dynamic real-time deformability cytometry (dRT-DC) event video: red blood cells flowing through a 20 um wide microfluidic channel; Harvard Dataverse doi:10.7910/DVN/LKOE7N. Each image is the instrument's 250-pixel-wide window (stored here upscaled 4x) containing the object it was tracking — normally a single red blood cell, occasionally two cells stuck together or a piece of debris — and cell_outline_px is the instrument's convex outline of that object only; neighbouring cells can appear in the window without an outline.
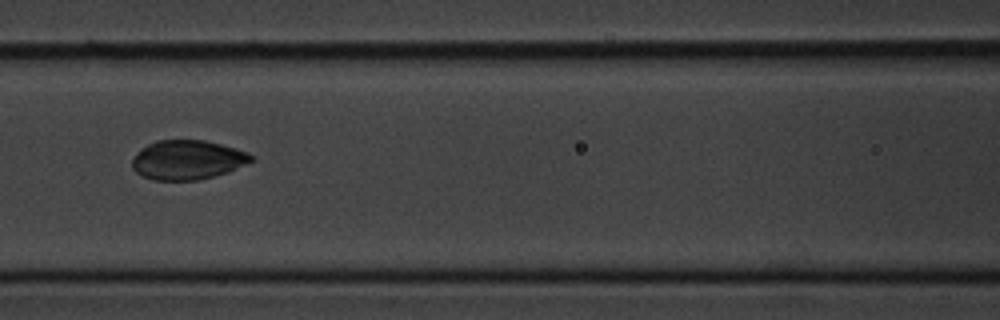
{"species": "common noctule bat (a hibernating species)", "species_latin": "Nyctalus noctula", "temperature_condition": "cold", "stored_images_in_passage": 11, "camera_frame_rate_fps": 3000, "um_per_image_px": 0.085, "animal": {"sex": "male", "body_mass_g": 20.1, "forearm_length_mm": 53.5}, "frame": {"image": 1, "passage_image": 7, "time_ms": 7.667, "image_size_px": [1000, 320], "cell_outline_px": [[256, 160], [228, 172], [200, 180], [156, 180], [144, 176], [136, 172], [132, 168], [132, 160], [140, 148], [156, 140], [204, 140], [236, 148], [248, 152], [256, 156]], "centroid_in_image_um": [15.98, 13.58], "position_along_channel_um": 150.6, "area_um2": 27.51}}
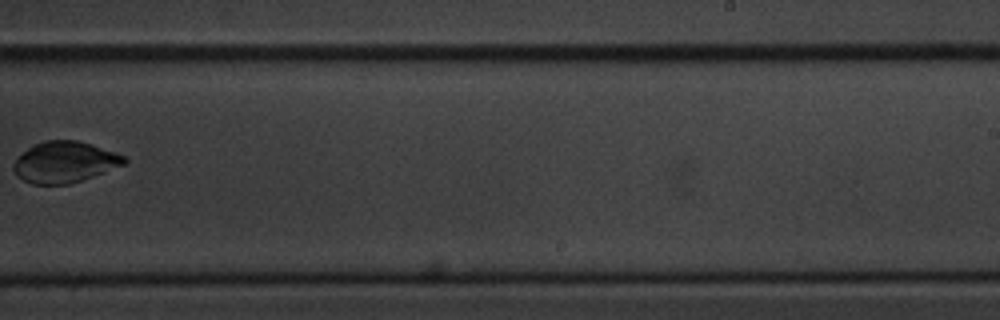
{"frame": {"image": 2, "passage_image": 10, "time_ms": 11.333, "image_size_px": [1000, 320], "cell_outline_px": [[128, 160], [124, 164], [104, 172], [68, 184], [32, 184], [16, 176], [12, 168], [12, 164], [32, 144], [44, 140], [76, 140], [92, 144], [116, 152], [124, 156]], "centroid_in_image_um": [5.48, 13.76], "position_along_channel_um": 283.5, "area_um2": 26.41}}
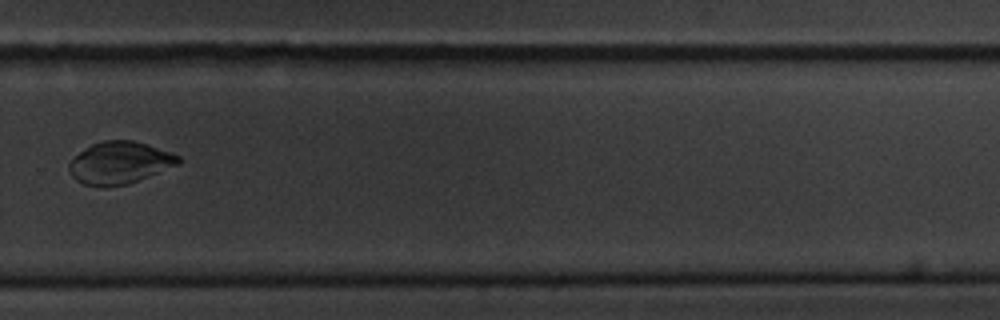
{"frame": {"image": 3, "passage_image": 11, "time_ms": 12.333, "image_size_px": [1000, 320], "cell_outline_px": [[184, 160], [180, 164], [128, 184], [104, 188], [84, 184], [76, 180], [72, 176], [68, 168], [68, 164], [84, 148], [92, 144], [104, 140], [132, 140], [148, 144], [172, 152], [180, 156]], "centroid_in_image_um": [10.2, 13.84], "position_along_channel_um": 319.6, "area_um2": 27.17}}